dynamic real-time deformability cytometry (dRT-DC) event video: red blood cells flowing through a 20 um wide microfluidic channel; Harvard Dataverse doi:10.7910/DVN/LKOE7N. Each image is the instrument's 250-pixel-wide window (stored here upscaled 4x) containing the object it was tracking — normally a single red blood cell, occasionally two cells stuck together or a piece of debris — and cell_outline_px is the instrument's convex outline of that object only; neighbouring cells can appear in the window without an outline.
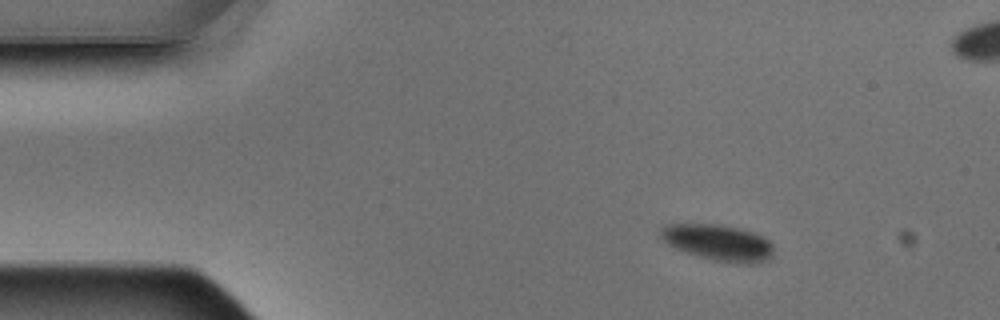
{"species": "Egyptian fruit bat (a non-hibernating species)", "species_latin": "Rousettus aegyptiacus", "temperature_condition": "warm", "stored_images_in_passage": 6, "camera_frame_rate_fps": 3000, "um_per_image_px": 0.085, "animal": {"sex": "male"}, "frame": {"image": 1, "passage_image": 2, "time_ms": 0.333, "image_size_px": [1000, 320], "cell_outline_px": [[772, 256], [768, 260], [760, 264], [736, 264], [716, 260], [700, 256], [676, 248], [668, 244], [660, 236], [660, 228], [664, 224], [716, 224], [736, 228], [752, 232], [764, 236], [772, 244]], "centroid_in_image_um": [61.08, 20.63], "position_along_channel_um": 23.9, "area_um2": 23.76}}
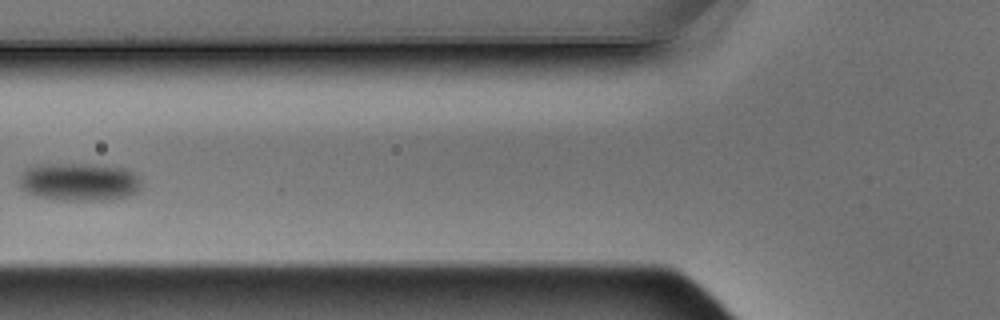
{"frame": {"image": 2, "passage_image": 6, "time_ms": 1.667, "image_size_px": [1000, 320], "cell_outline_px": [[140, 192], [112, 200], [60, 200], [36, 196], [20, 188], [20, 176], [24, 168], [32, 164], [96, 164], [128, 168], [136, 172], [140, 180]], "centroid_in_image_um": [6.75, 15.44], "position_along_channel_um": 119.0, "area_um2": 27.63}}